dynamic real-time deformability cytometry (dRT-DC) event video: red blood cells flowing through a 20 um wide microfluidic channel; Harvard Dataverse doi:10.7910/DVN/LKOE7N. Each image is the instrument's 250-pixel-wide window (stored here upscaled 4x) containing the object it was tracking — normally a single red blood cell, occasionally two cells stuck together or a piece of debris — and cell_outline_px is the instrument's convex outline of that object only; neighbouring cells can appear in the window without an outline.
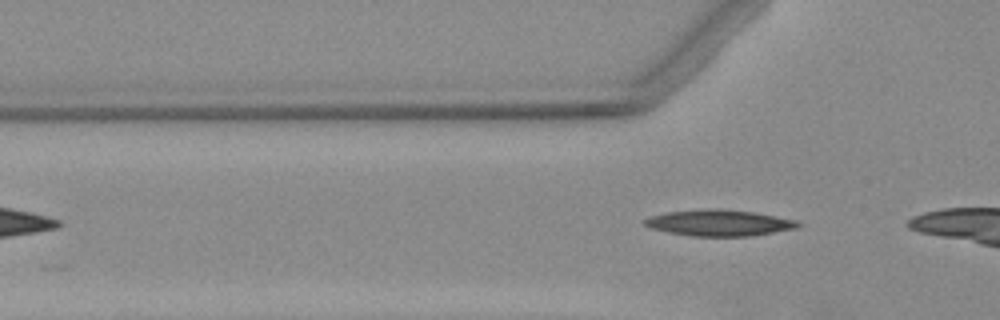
{"species": "Egyptian fruit bat (a non-hibernating species)", "species_latin": "Rousettus aegyptiacus", "temperature_condition": "warm", "stored_images_in_passage": 6, "camera_frame_rate_fps": 3000, "um_per_image_px": 0.085, "animal": {"sex": "female"}, "frame": {"image": 1, "passage_image": 3, "time_ms": 3.0, "image_size_px": [1000, 320], "cell_outline_px": [[800, 224], [796, 228], [752, 236], [692, 236], [668, 232], [648, 228], [644, 224], [644, 220], [652, 216], [668, 212], [712, 208], [716, 208], [752, 212], [796, 220]], "centroid_in_image_um": [61.1, 18.95], "position_along_channel_um": 64.7, "area_um2": 23.12}}
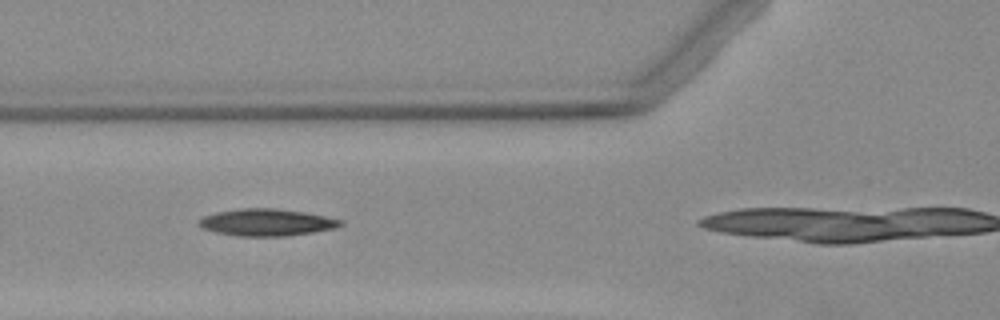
{"frame": {"image": 2, "passage_image": 4, "time_ms": 4.0, "image_size_px": [1000, 320], "cell_outline_px": [[344, 224], [336, 228], [312, 232], [284, 236], [236, 236], [216, 232], [204, 228], [200, 224], [200, 220], [204, 216], [216, 212], [244, 208], [272, 208], [304, 212], [324, 216], [340, 220]], "centroid_in_image_um": [22.68, 18.9], "position_along_channel_um": 103.1, "area_um2": 21.91}}